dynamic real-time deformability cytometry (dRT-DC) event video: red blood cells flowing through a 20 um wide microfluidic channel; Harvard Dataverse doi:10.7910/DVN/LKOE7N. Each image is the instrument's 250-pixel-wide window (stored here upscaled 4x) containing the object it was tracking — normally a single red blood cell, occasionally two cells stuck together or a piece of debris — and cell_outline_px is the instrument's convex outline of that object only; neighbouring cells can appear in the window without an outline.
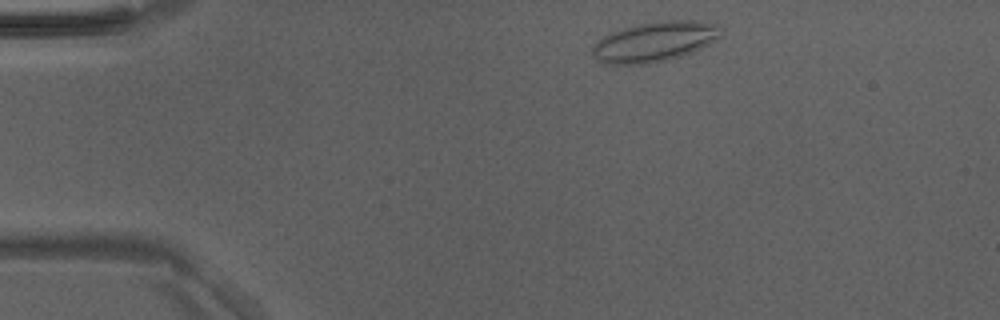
{"species": "Egyptian fruit bat (a non-hibernating species)", "species_latin": "Rousettus aegyptiacus", "temperature_condition": "room temperature", "stored_images_in_passage": 42, "camera_frame_rate_fps": 3000, "um_per_image_px": 0.085, "animal": {"sex": "male"}, "frame": {"image": 1, "passage_image": 2, "time_ms": 0.333, "image_size_px": [1000, 320], "cell_outline_px": [[724, 28], [720, 36], [716, 40], [692, 52], [680, 56], [648, 64], [604, 64], [592, 56], [592, 48], [608, 32], [640, 24], [668, 20], [696, 20], [716, 24]], "centroid_in_image_um": [55.66, 3.54], "position_along_channel_um": 29.3, "area_um2": 29.82}}
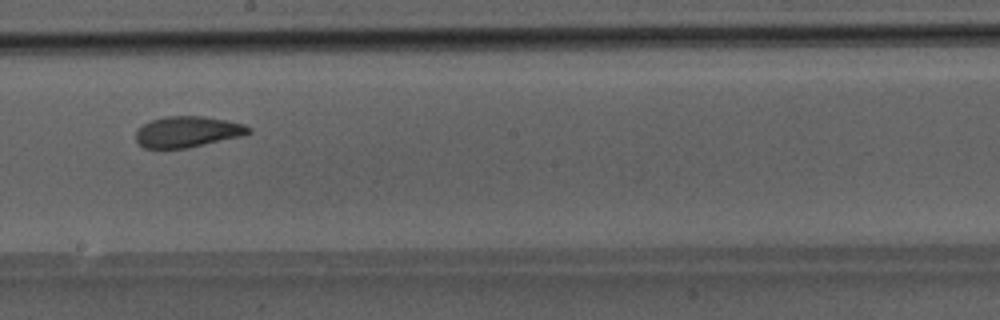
{"frame": {"image": 2, "passage_image": 21, "time_ms": 6.667, "image_size_px": [1000, 320], "cell_outline_px": [[252, 132], [244, 136], [188, 148], [144, 148], [136, 140], [136, 132], [144, 124], [152, 120], [164, 116], [204, 116], [244, 124], [252, 128]], "centroid_in_image_um": [15.99, 11.2], "position_along_channel_um": 232.2, "area_um2": 20.4}}
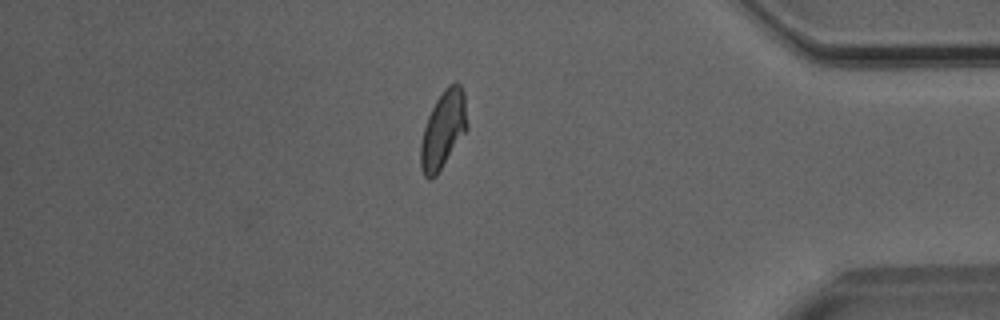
{"frame": {"image": 3, "passage_image": 35, "time_ms": 11.333, "image_size_px": [1000, 320], "cell_outline_px": [[468, 128], [436, 176], [432, 180], [428, 180], [424, 176], [420, 168], [420, 144], [424, 128], [428, 116], [436, 100], [444, 88], [448, 84], [456, 80], [460, 84], [464, 92], [468, 124]], "centroid_in_image_um": [37.67, 11.01], "position_along_channel_um": 397.5, "area_um2": 21.21}}